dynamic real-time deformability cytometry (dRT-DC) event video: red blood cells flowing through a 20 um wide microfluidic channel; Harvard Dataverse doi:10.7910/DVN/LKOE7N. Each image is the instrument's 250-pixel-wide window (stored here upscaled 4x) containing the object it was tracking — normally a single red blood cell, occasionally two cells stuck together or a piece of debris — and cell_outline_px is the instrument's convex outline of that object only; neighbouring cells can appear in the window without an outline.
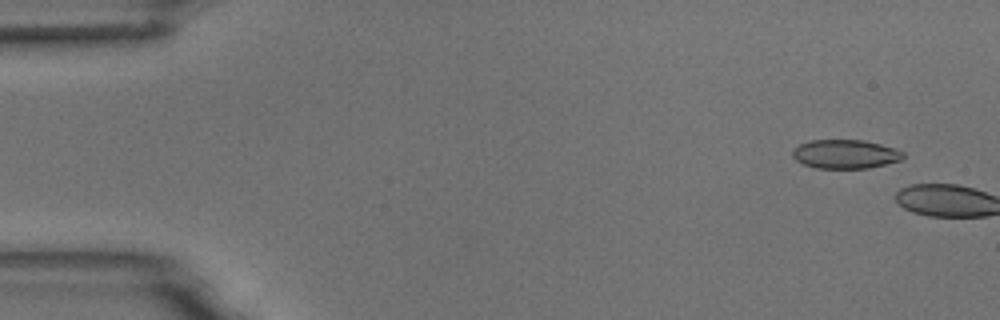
{"species": "common noctule bat (a hibernating species)", "species_latin": "Nyctalus noctula", "temperature_condition": "room temperature", "stored_images_in_passage": 6, "camera_frame_rate_fps": 3000, "um_per_image_px": 0.085, "animal": {"sex": "male", "body_mass_g": 18.8}, "frame": {"image": 1, "passage_image": 4, "time_ms": 1.0, "image_size_px": [1000, 320], "cell_outline_px": [[904, 156], [900, 160], [868, 168], [816, 168], [804, 164], [796, 160], [792, 156], [792, 152], [800, 144], [812, 140], [864, 140], [896, 148], [904, 152]], "centroid_in_image_um": [71.86, 13.09], "position_along_channel_um": 13.1, "area_um2": 18.5}}